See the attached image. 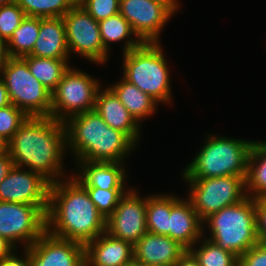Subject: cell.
Instances as JSON below:
<instances>
[{
    "label": "cell",
    "mask_w": 266,
    "mask_h": 266,
    "mask_svg": "<svg viewBox=\"0 0 266 266\" xmlns=\"http://www.w3.org/2000/svg\"><path fill=\"white\" fill-rule=\"evenodd\" d=\"M4 148L14 166H25L50 184L67 178L62 164L67 150L64 122L52 117L29 116Z\"/></svg>",
    "instance_id": "1"
},
{
    "label": "cell",
    "mask_w": 266,
    "mask_h": 266,
    "mask_svg": "<svg viewBox=\"0 0 266 266\" xmlns=\"http://www.w3.org/2000/svg\"><path fill=\"white\" fill-rule=\"evenodd\" d=\"M68 178L50 184L47 231L86 245L106 232V218L97 210L86 188L74 176Z\"/></svg>",
    "instance_id": "2"
},
{
    "label": "cell",
    "mask_w": 266,
    "mask_h": 266,
    "mask_svg": "<svg viewBox=\"0 0 266 266\" xmlns=\"http://www.w3.org/2000/svg\"><path fill=\"white\" fill-rule=\"evenodd\" d=\"M64 125L67 150L76 162L124 163L137 146L125 133L108 126L95 109L71 116Z\"/></svg>",
    "instance_id": "3"
},
{
    "label": "cell",
    "mask_w": 266,
    "mask_h": 266,
    "mask_svg": "<svg viewBox=\"0 0 266 266\" xmlns=\"http://www.w3.org/2000/svg\"><path fill=\"white\" fill-rule=\"evenodd\" d=\"M204 146L183 170V178L247 176L254 141L207 134Z\"/></svg>",
    "instance_id": "4"
},
{
    "label": "cell",
    "mask_w": 266,
    "mask_h": 266,
    "mask_svg": "<svg viewBox=\"0 0 266 266\" xmlns=\"http://www.w3.org/2000/svg\"><path fill=\"white\" fill-rule=\"evenodd\" d=\"M205 225L211 231L209 240L238 257L259 243L255 199L252 197L247 196L244 200L213 213L203 221V226Z\"/></svg>",
    "instance_id": "5"
},
{
    "label": "cell",
    "mask_w": 266,
    "mask_h": 266,
    "mask_svg": "<svg viewBox=\"0 0 266 266\" xmlns=\"http://www.w3.org/2000/svg\"><path fill=\"white\" fill-rule=\"evenodd\" d=\"M159 43L143 42L123 54V78L158 103H171L170 71Z\"/></svg>",
    "instance_id": "6"
},
{
    "label": "cell",
    "mask_w": 266,
    "mask_h": 266,
    "mask_svg": "<svg viewBox=\"0 0 266 266\" xmlns=\"http://www.w3.org/2000/svg\"><path fill=\"white\" fill-rule=\"evenodd\" d=\"M0 77L11 104L30 117H50L51 92L32 75L22 57L7 56Z\"/></svg>",
    "instance_id": "7"
},
{
    "label": "cell",
    "mask_w": 266,
    "mask_h": 266,
    "mask_svg": "<svg viewBox=\"0 0 266 266\" xmlns=\"http://www.w3.org/2000/svg\"><path fill=\"white\" fill-rule=\"evenodd\" d=\"M247 176L215 178H183L189 185L187 196L199 218L204 221L222 208L234 205L247 197Z\"/></svg>",
    "instance_id": "8"
},
{
    "label": "cell",
    "mask_w": 266,
    "mask_h": 266,
    "mask_svg": "<svg viewBox=\"0 0 266 266\" xmlns=\"http://www.w3.org/2000/svg\"><path fill=\"white\" fill-rule=\"evenodd\" d=\"M100 81L86 72L69 67L51 92L50 117L65 122L71 116L95 109Z\"/></svg>",
    "instance_id": "9"
},
{
    "label": "cell",
    "mask_w": 266,
    "mask_h": 266,
    "mask_svg": "<svg viewBox=\"0 0 266 266\" xmlns=\"http://www.w3.org/2000/svg\"><path fill=\"white\" fill-rule=\"evenodd\" d=\"M49 205H31L0 201V235L15 248L32 245L46 230Z\"/></svg>",
    "instance_id": "10"
},
{
    "label": "cell",
    "mask_w": 266,
    "mask_h": 266,
    "mask_svg": "<svg viewBox=\"0 0 266 266\" xmlns=\"http://www.w3.org/2000/svg\"><path fill=\"white\" fill-rule=\"evenodd\" d=\"M62 18L69 53L75 52L96 64H106L109 52L103 46L98 21L78 2Z\"/></svg>",
    "instance_id": "11"
},
{
    "label": "cell",
    "mask_w": 266,
    "mask_h": 266,
    "mask_svg": "<svg viewBox=\"0 0 266 266\" xmlns=\"http://www.w3.org/2000/svg\"><path fill=\"white\" fill-rule=\"evenodd\" d=\"M178 2L120 0L119 13L130 23L142 42L159 43V36L170 18L179 11Z\"/></svg>",
    "instance_id": "12"
},
{
    "label": "cell",
    "mask_w": 266,
    "mask_h": 266,
    "mask_svg": "<svg viewBox=\"0 0 266 266\" xmlns=\"http://www.w3.org/2000/svg\"><path fill=\"white\" fill-rule=\"evenodd\" d=\"M106 232L134 246L148 232L146 197L141 198L137 190L129 189L119 199L114 212L106 219Z\"/></svg>",
    "instance_id": "13"
},
{
    "label": "cell",
    "mask_w": 266,
    "mask_h": 266,
    "mask_svg": "<svg viewBox=\"0 0 266 266\" xmlns=\"http://www.w3.org/2000/svg\"><path fill=\"white\" fill-rule=\"evenodd\" d=\"M23 250L31 266H85V245L56 237L47 230Z\"/></svg>",
    "instance_id": "14"
},
{
    "label": "cell",
    "mask_w": 266,
    "mask_h": 266,
    "mask_svg": "<svg viewBox=\"0 0 266 266\" xmlns=\"http://www.w3.org/2000/svg\"><path fill=\"white\" fill-rule=\"evenodd\" d=\"M50 183L40 174L13 166L0 182V201L49 205Z\"/></svg>",
    "instance_id": "15"
},
{
    "label": "cell",
    "mask_w": 266,
    "mask_h": 266,
    "mask_svg": "<svg viewBox=\"0 0 266 266\" xmlns=\"http://www.w3.org/2000/svg\"><path fill=\"white\" fill-rule=\"evenodd\" d=\"M204 231L203 221L190 200L171 194L169 237L189 250L195 243L201 242Z\"/></svg>",
    "instance_id": "16"
},
{
    "label": "cell",
    "mask_w": 266,
    "mask_h": 266,
    "mask_svg": "<svg viewBox=\"0 0 266 266\" xmlns=\"http://www.w3.org/2000/svg\"><path fill=\"white\" fill-rule=\"evenodd\" d=\"M185 251L170 237L147 232L134 245V258L142 265L174 266Z\"/></svg>",
    "instance_id": "17"
},
{
    "label": "cell",
    "mask_w": 266,
    "mask_h": 266,
    "mask_svg": "<svg viewBox=\"0 0 266 266\" xmlns=\"http://www.w3.org/2000/svg\"><path fill=\"white\" fill-rule=\"evenodd\" d=\"M134 258V246L107 232L85 245V266H122Z\"/></svg>",
    "instance_id": "18"
},
{
    "label": "cell",
    "mask_w": 266,
    "mask_h": 266,
    "mask_svg": "<svg viewBox=\"0 0 266 266\" xmlns=\"http://www.w3.org/2000/svg\"><path fill=\"white\" fill-rule=\"evenodd\" d=\"M95 110L108 126L122 131L137 145L141 136V126L109 87L103 90L99 88Z\"/></svg>",
    "instance_id": "19"
},
{
    "label": "cell",
    "mask_w": 266,
    "mask_h": 266,
    "mask_svg": "<svg viewBox=\"0 0 266 266\" xmlns=\"http://www.w3.org/2000/svg\"><path fill=\"white\" fill-rule=\"evenodd\" d=\"M78 176L74 177L84 187H99L106 190L126 189L124 163L78 161Z\"/></svg>",
    "instance_id": "20"
},
{
    "label": "cell",
    "mask_w": 266,
    "mask_h": 266,
    "mask_svg": "<svg viewBox=\"0 0 266 266\" xmlns=\"http://www.w3.org/2000/svg\"><path fill=\"white\" fill-rule=\"evenodd\" d=\"M29 55L51 59H69L66 27L62 17L40 18L38 38Z\"/></svg>",
    "instance_id": "21"
},
{
    "label": "cell",
    "mask_w": 266,
    "mask_h": 266,
    "mask_svg": "<svg viewBox=\"0 0 266 266\" xmlns=\"http://www.w3.org/2000/svg\"><path fill=\"white\" fill-rule=\"evenodd\" d=\"M118 97L120 102L140 124L143 119L150 117L156 111L158 102L138 87L125 80L108 86Z\"/></svg>",
    "instance_id": "22"
},
{
    "label": "cell",
    "mask_w": 266,
    "mask_h": 266,
    "mask_svg": "<svg viewBox=\"0 0 266 266\" xmlns=\"http://www.w3.org/2000/svg\"><path fill=\"white\" fill-rule=\"evenodd\" d=\"M246 193L253 199L266 197V141H254L251 148Z\"/></svg>",
    "instance_id": "23"
},
{
    "label": "cell",
    "mask_w": 266,
    "mask_h": 266,
    "mask_svg": "<svg viewBox=\"0 0 266 266\" xmlns=\"http://www.w3.org/2000/svg\"><path fill=\"white\" fill-rule=\"evenodd\" d=\"M101 39L104 48L109 52L110 42L126 40L123 44V53L139 47L143 42L133 32L130 23L120 14L117 13L98 22ZM132 36H135L132 38Z\"/></svg>",
    "instance_id": "24"
},
{
    "label": "cell",
    "mask_w": 266,
    "mask_h": 266,
    "mask_svg": "<svg viewBox=\"0 0 266 266\" xmlns=\"http://www.w3.org/2000/svg\"><path fill=\"white\" fill-rule=\"evenodd\" d=\"M28 64L32 75L52 92L70 67V59H51L32 55L22 57Z\"/></svg>",
    "instance_id": "25"
},
{
    "label": "cell",
    "mask_w": 266,
    "mask_h": 266,
    "mask_svg": "<svg viewBox=\"0 0 266 266\" xmlns=\"http://www.w3.org/2000/svg\"><path fill=\"white\" fill-rule=\"evenodd\" d=\"M40 18L26 16L12 37L5 43L8 57H24L29 55L38 38Z\"/></svg>",
    "instance_id": "26"
},
{
    "label": "cell",
    "mask_w": 266,
    "mask_h": 266,
    "mask_svg": "<svg viewBox=\"0 0 266 266\" xmlns=\"http://www.w3.org/2000/svg\"><path fill=\"white\" fill-rule=\"evenodd\" d=\"M171 195L155 194L146 197V227L150 233L169 237Z\"/></svg>",
    "instance_id": "27"
},
{
    "label": "cell",
    "mask_w": 266,
    "mask_h": 266,
    "mask_svg": "<svg viewBox=\"0 0 266 266\" xmlns=\"http://www.w3.org/2000/svg\"><path fill=\"white\" fill-rule=\"evenodd\" d=\"M202 243H195L189 250L198 259L200 266H239V257L223 250L208 238L202 237ZM195 246H199L195 248Z\"/></svg>",
    "instance_id": "28"
},
{
    "label": "cell",
    "mask_w": 266,
    "mask_h": 266,
    "mask_svg": "<svg viewBox=\"0 0 266 266\" xmlns=\"http://www.w3.org/2000/svg\"><path fill=\"white\" fill-rule=\"evenodd\" d=\"M78 0H16L26 16L38 18L63 17Z\"/></svg>",
    "instance_id": "29"
},
{
    "label": "cell",
    "mask_w": 266,
    "mask_h": 266,
    "mask_svg": "<svg viewBox=\"0 0 266 266\" xmlns=\"http://www.w3.org/2000/svg\"><path fill=\"white\" fill-rule=\"evenodd\" d=\"M28 117L23 110L13 104L0 108V144L3 147Z\"/></svg>",
    "instance_id": "30"
},
{
    "label": "cell",
    "mask_w": 266,
    "mask_h": 266,
    "mask_svg": "<svg viewBox=\"0 0 266 266\" xmlns=\"http://www.w3.org/2000/svg\"><path fill=\"white\" fill-rule=\"evenodd\" d=\"M97 210L107 219L118 205L119 199L128 190H106L99 187H85Z\"/></svg>",
    "instance_id": "31"
},
{
    "label": "cell",
    "mask_w": 266,
    "mask_h": 266,
    "mask_svg": "<svg viewBox=\"0 0 266 266\" xmlns=\"http://www.w3.org/2000/svg\"><path fill=\"white\" fill-rule=\"evenodd\" d=\"M26 17L18 4L12 3L0 6V39L6 43Z\"/></svg>",
    "instance_id": "32"
},
{
    "label": "cell",
    "mask_w": 266,
    "mask_h": 266,
    "mask_svg": "<svg viewBox=\"0 0 266 266\" xmlns=\"http://www.w3.org/2000/svg\"><path fill=\"white\" fill-rule=\"evenodd\" d=\"M77 2L98 22L120 11V0H78Z\"/></svg>",
    "instance_id": "33"
},
{
    "label": "cell",
    "mask_w": 266,
    "mask_h": 266,
    "mask_svg": "<svg viewBox=\"0 0 266 266\" xmlns=\"http://www.w3.org/2000/svg\"><path fill=\"white\" fill-rule=\"evenodd\" d=\"M239 266H266V246L257 243L239 257Z\"/></svg>",
    "instance_id": "34"
},
{
    "label": "cell",
    "mask_w": 266,
    "mask_h": 266,
    "mask_svg": "<svg viewBox=\"0 0 266 266\" xmlns=\"http://www.w3.org/2000/svg\"><path fill=\"white\" fill-rule=\"evenodd\" d=\"M255 209L258 240L266 246V197L255 199Z\"/></svg>",
    "instance_id": "35"
},
{
    "label": "cell",
    "mask_w": 266,
    "mask_h": 266,
    "mask_svg": "<svg viewBox=\"0 0 266 266\" xmlns=\"http://www.w3.org/2000/svg\"><path fill=\"white\" fill-rule=\"evenodd\" d=\"M13 160L8 151L3 147L0 150V182L8 175L13 168Z\"/></svg>",
    "instance_id": "36"
},
{
    "label": "cell",
    "mask_w": 266,
    "mask_h": 266,
    "mask_svg": "<svg viewBox=\"0 0 266 266\" xmlns=\"http://www.w3.org/2000/svg\"><path fill=\"white\" fill-rule=\"evenodd\" d=\"M23 254L22 258L14 254L13 252L3 259L0 260V266H31L28 254L26 251Z\"/></svg>",
    "instance_id": "37"
},
{
    "label": "cell",
    "mask_w": 266,
    "mask_h": 266,
    "mask_svg": "<svg viewBox=\"0 0 266 266\" xmlns=\"http://www.w3.org/2000/svg\"><path fill=\"white\" fill-rule=\"evenodd\" d=\"M174 266H200L198 259L190 250H186Z\"/></svg>",
    "instance_id": "38"
},
{
    "label": "cell",
    "mask_w": 266,
    "mask_h": 266,
    "mask_svg": "<svg viewBox=\"0 0 266 266\" xmlns=\"http://www.w3.org/2000/svg\"><path fill=\"white\" fill-rule=\"evenodd\" d=\"M15 250H17V248L0 235V260L9 256L12 252L16 253Z\"/></svg>",
    "instance_id": "39"
},
{
    "label": "cell",
    "mask_w": 266,
    "mask_h": 266,
    "mask_svg": "<svg viewBox=\"0 0 266 266\" xmlns=\"http://www.w3.org/2000/svg\"><path fill=\"white\" fill-rule=\"evenodd\" d=\"M11 104L8 91L6 89L3 79L0 77V108L9 106Z\"/></svg>",
    "instance_id": "40"
},
{
    "label": "cell",
    "mask_w": 266,
    "mask_h": 266,
    "mask_svg": "<svg viewBox=\"0 0 266 266\" xmlns=\"http://www.w3.org/2000/svg\"><path fill=\"white\" fill-rule=\"evenodd\" d=\"M7 58L6 55V45L5 43L0 39V73L3 68L4 62Z\"/></svg>",
    "instance_id": "41"
},
{
    "label": "cell",
    "mask_w": 266,
    "mask_h": 266,
    "mask_svg": "<svg viewBox=\"0 0 266 266\" xmlns=\"http://www.w3.org/2000/svg\"><path fill=\"white\" fill-rule=\"evenodd\" d=\"M122 266H143L140 262H138L135 258H133L131 261L123 264Z\"/></svg>",
    "instance_id": "42"
},
{
    "label": "cell",
    "mask_w": 266,
    "mask_h": 266,
    "mask_svg": "<svg viewBox=\"0 0 266 266\" xmlns=\"http://www.w3.org/2000/svg\"><path fill=\"white\" fill-rule=\"evenodd\" d=\"M16 0H0V6L15 3Z\"/></svg>",
    "instance_id": "43"
},
{
    "label": "cell",
    "mask_w": 266,
    "mask_h": 266,
    "mask_svg": "<svg viewBox=\"0 0 266 266\" xmlns=\"http://www.w3.org/2000/svg\"><path fill=\"white\" fill-rule=\"evenodd\" d=\"M154 2H178L177 0H151Z\"/></svg>",
    "instance_id": "44"
},
{
    "label": "cell",
    "mask_w": 266,
    "mask_h": 266,
    "mask_svg": "<svg viewBox=\"0 0 266 266\" xmlns=\"http://www.w3.org/2000/svg\"><path fill=\"white\" fill-rule=\"evenodd\" d=\"M143 266H164V265H143Z\"/></svg>",
    "instance_id": "45"
}]
</instances>
